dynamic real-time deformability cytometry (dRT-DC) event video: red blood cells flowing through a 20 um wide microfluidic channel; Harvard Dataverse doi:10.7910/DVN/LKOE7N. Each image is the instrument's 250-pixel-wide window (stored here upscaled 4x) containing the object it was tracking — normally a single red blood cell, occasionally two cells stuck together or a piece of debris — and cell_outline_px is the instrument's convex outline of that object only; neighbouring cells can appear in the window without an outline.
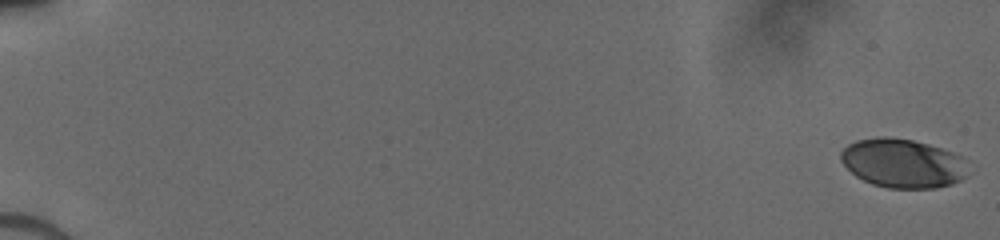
{"species": "human", "species_latin": "Homo sapiens", "temperature_condition": "cold", "stored_images_in_passage": 52, "camera_frame_rate_fps": 3000, "um_per_image_px": 0.085, "donor": {"sex": "male"}, "frame": {"image": 1, "passage_image": 1, "time_ms": 0.0, "image_size_px": [1000, 240], "cell_outline_px": [[968, 176], [952, 184], [936, 188], [888, 188], [872, 184], [856, 176], [840, 160], [840, 152], [848, 144], [856, 140], [880, 136], [888, 136], [912, 140], [928, 144], [964, 156]], "centroid_in_image_um": [76.75, 13.87], "position_along_channel_um": 8.3, "area_um2": 36.53}}
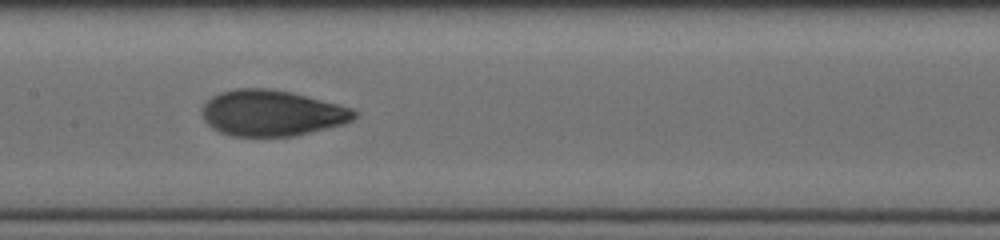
{"frame": {"image": 2, "passage_image": 29, "time_ms": 9.333, "image_size_px": [1000, 240], "cell_outline_px": [[356, 116], [352, 120], [344, 124], [292, 136], [232, 136], [220, 132], [212, 128], [204, 120], [204, 104], [212, 96], [220, 92], [236, 88], [268, 88], [288, 92], [352, 108], [356, 112]], "centroid_in_image_um": [23.08, 9.61], "position_along_channel_um": 184.3, "area_um2": 40.17}}
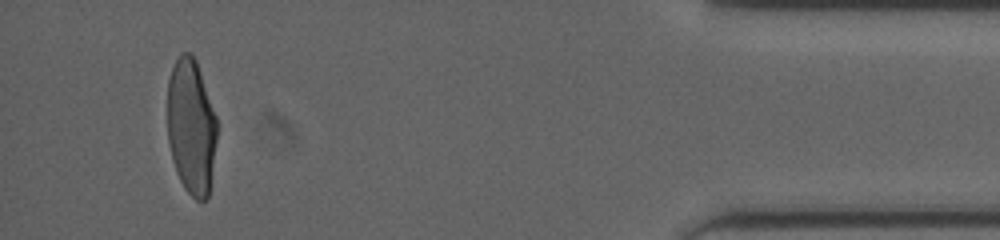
{"frame": {"image": 3, "passage_image": 50, "time_ms": 16.333, "image_size_px": [1000, 240], "cell_outline_px": [[216, 140], [208, 196], [204, 200], [196, 200], [184, 188], [176, 172], [172, 160], [168, 140], [168, 80], [172, 68], [180, 52], [192, 52], [196, 60], [216, 116]], "centroid_in_image_um": [16.24, 10.74], "position_along_channel_um": 419.0, "area_um2": 38.9}}